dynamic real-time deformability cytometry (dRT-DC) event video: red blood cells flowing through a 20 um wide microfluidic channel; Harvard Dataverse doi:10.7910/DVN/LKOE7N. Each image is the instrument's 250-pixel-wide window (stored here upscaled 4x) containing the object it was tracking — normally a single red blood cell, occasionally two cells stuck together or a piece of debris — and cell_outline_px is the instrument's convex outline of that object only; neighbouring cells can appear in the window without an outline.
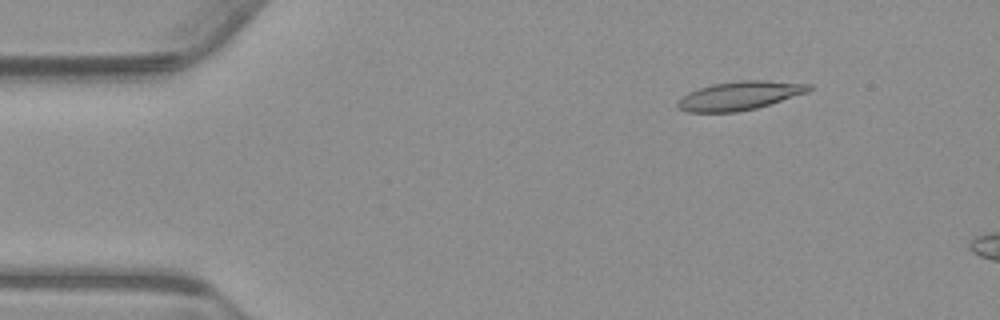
{"species": "common noctule bat (a hibernating species)", "species_latin": "Nyctalus noctula", "temperature_condition": "warm", "stored_images_in_passage": 14, "camera_frame_rate_fps": 3000, "um_per_image_px": 0.085, "animal": {"sex": "male", "body_mass_g": 23.1, "forearm_length_mm": 52.7}, "frame": {"image": 1, "passage_image": 7, "time_ms": 2.0, "image_size_px": [1000, 320], "cell_outline_px": [[812, 88], [808, 92], [756, 108], [736, 112], [688, 112], [680, 108], [676, 104], [688, 92], [712, 84], [740, 80], [764, 80], [812, 84]], "centroid_in_image_um": [62.9, 8.12], "position_along_channel_um": 22.1, "area_um2": 21.68}}